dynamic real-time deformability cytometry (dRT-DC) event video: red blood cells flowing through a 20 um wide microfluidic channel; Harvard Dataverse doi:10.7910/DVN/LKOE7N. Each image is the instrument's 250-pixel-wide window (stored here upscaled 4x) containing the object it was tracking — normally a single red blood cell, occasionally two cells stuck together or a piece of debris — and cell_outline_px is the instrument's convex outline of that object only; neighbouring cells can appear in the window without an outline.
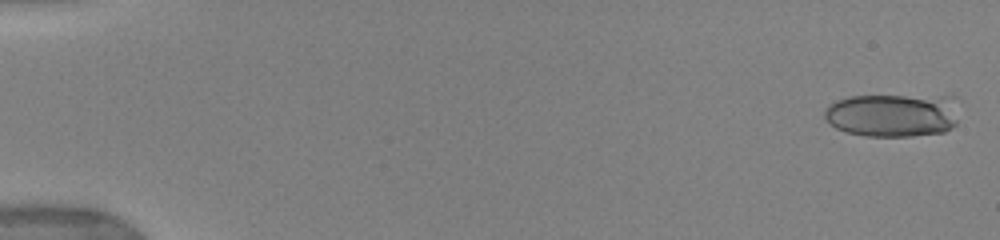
{"species": "human", "species_latin": "Homo sapiens", "temperature_condition": "warm", "stored_images_in_passage": 23, "camera_frame_rate_fps": 3000, "um_per_image_px": 0.085, "donor": {"sex": "female"}, "frame": {"image": 1, "passage_image": 1, "time_ms": 0.0, "image_size_px": [1000, 240], "cell_outline_px": [[956, 124], [952, 128], [944, 132], [912, 136], [864, 136], [844, 132], [836, 128], [824, 116], [824, 108], [828, 104], [836, 100], [848, 96], [952, 92], [956, 96]], "centroid_in_image_um": [75.97, 9.71], "position_along_channel_um": 9.0, "area_um2": 35.95}}
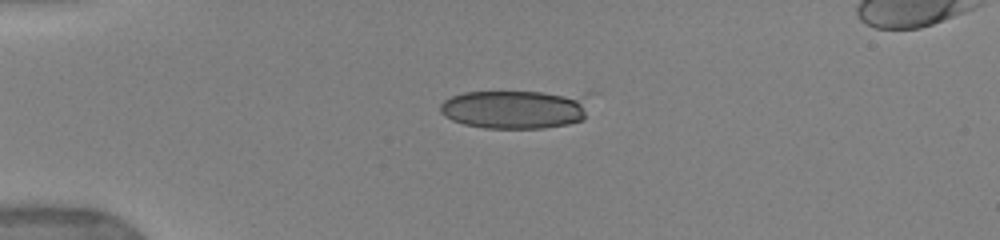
{"frame": {"image": 2, "passage_image": 12, "time_ms": 4.0, "image_size_px": [1000, 240], "cell_outline_px": [[592, 92], [584, 120], [568, 124], [544, 128], [484, 128], [464, 124], [452, 120], [444, 116], [440, 112], [440, 104], [444, 100], [452, 96], [464, 92]], "centroid_in_image_um": [43.91, 9.26], "position_along_channel_um": 41.1, "area_um2": 34.62}}